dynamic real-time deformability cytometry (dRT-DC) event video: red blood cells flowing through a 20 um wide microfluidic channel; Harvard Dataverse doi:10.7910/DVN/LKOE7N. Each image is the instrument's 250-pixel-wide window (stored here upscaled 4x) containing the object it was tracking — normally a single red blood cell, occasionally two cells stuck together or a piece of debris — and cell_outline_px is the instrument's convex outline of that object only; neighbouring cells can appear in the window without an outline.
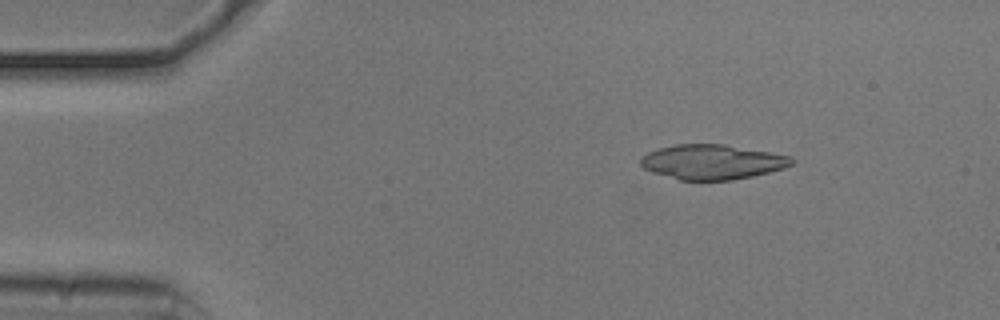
{"species": "common noctule bat (a hibernating species)", "species_latin": "Nyctalus noctula", "temperature_condition": "cold", "stored_images_in_passage": 53, "camera_frame_rate_fps": 3000, "um_per_image_px": 0.085, "animal": {"sex": "male", "body_mass_g": 20.5, "forearm_length_mm": 52.5}, "frame": {"image": 1, "passage_image": 8, "time_ms": 2.333, "image_size_px": [1000, 320], "cell_outline_px": [[796, 160], [792, 164], [784, 168], [752, 176], [732, 180], [680, 180], [652, 172], [644, 168], [640, 164], [640, 160], [648, 152], [660, 148], [676, 144], [724, 144], [792, 156]], "centroid_in_image_um": [60.56, 13.76], "position_along_channel_um": 24.4, "area_um2": 30.52}}
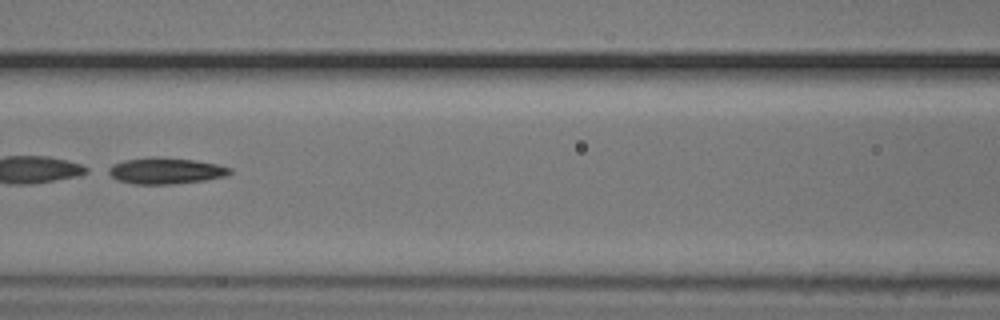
{"frame": {"image": 2, "passage_image": 24, "time_ms": 7.667, "image_size_px": [1000, 320], "cell_outline_px": [[232, 172], [224, 176], [204, 180], [172, 184], [132, 184], [116, 180], [104, 172], [104, 168], [112, 164], [124, 160], [152, 156], [156, 156], [196, 160], [216, 164], [232, 168]], "centroid_in_image_um": [13.97, 14.51], "position_along_channel_um": 152.6, "area_um2": 18.96}}